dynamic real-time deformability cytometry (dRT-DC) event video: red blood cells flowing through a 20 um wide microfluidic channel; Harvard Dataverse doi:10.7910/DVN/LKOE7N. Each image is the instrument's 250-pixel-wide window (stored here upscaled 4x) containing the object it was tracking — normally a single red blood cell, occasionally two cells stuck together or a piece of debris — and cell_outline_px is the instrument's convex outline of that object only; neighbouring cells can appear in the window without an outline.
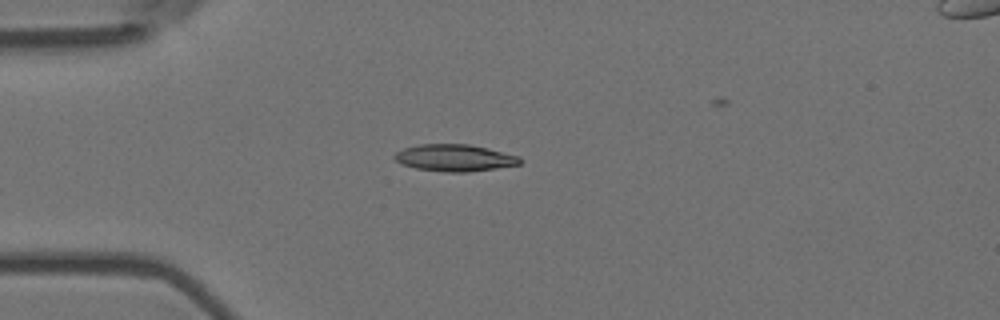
{"species": "Egyptian fruit bat (a non-hibernating species)", "species_latin": "Rousettus aegyptiacus", "temperature_condition": "room temperature", "stored_images_in_passage": 5, "camera_frame_rate_fps": 3000, "um_per_image_px": 0.085, "animal": {"sex": "female"}, "frame": {"image": 1, "passage_image": 4, "time_ms": 1.0, "image_size_px": [1000, 320], "cell_outline_px": [[520, 164], [496, 168], [468, 172], [444, 172], [416, 168], [400, 164], [392, 156], [396, 152], [404, 148], [420, 144], [468, 144], [488, 148], [520, 156]], "centroid_in_image_um": [38.62, 13.41], "position_along_channel_um": 46.4, "area_um2": 19.65}}